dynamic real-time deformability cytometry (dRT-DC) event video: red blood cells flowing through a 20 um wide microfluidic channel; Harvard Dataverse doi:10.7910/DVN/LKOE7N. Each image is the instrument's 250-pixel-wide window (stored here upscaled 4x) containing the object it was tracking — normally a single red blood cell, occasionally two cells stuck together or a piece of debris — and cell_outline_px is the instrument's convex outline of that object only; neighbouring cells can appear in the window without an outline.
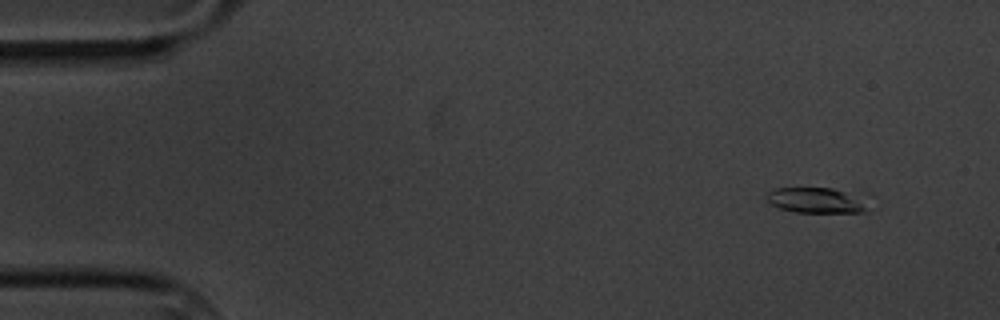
{"species": "common noctule bat (a hibernating species)", "species_latin": "Nyctalus noctula", "temperature_condition": "cold", "stored_images_in_passage": 10, "camera_frame_rate_fps": 3000, "um_per_image_px": 0.085, "animal": {"sex": "male", "body_mass_g": 20.1, "forearm_length_mm": 53.5}, "frame": {"image": 1, "passage_image": 1, "time_ms": 0.0, "image_size_px": [1000, 320], "cell_outline_px": [[872, 204], [864, 212], [792, 212], [780, 208], [772, 204], [768, 200], [768, 192], [776, 188], [832, 188], [868, 192], [872, 200]], "centroid_in_image_um": [69.7, 17.0], "position_along_channel_um": 15.3, "area_um2": 16.13}}
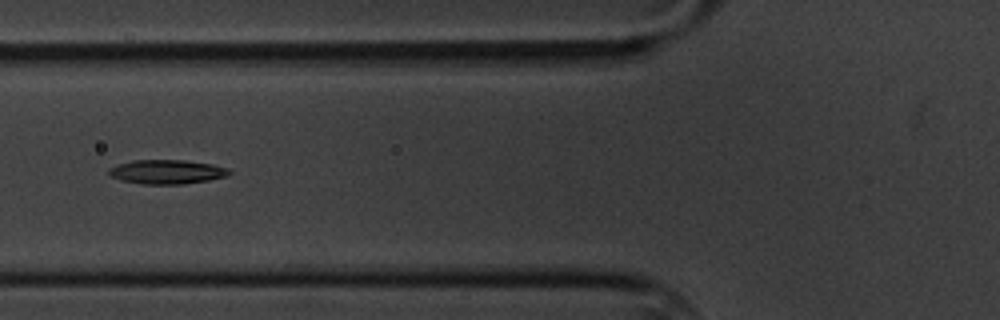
{"frame": {"image": 2, "passage_image": 6, "time_ms": 5.667, "image_size_px": [1000, 320], "cell_outline_px": [[232, 172], [228, 176], [208, 180], [184, 184], [140, 184], [120, 180], [112, 176], [108, 172], [108, 168], [132, 160], [184, 160], [212, 164], [228, 168]], "centroid_in_image_um": [14.2, 14.61], "position_along_channel_um": 111.6, "area_um2": 16.99}}
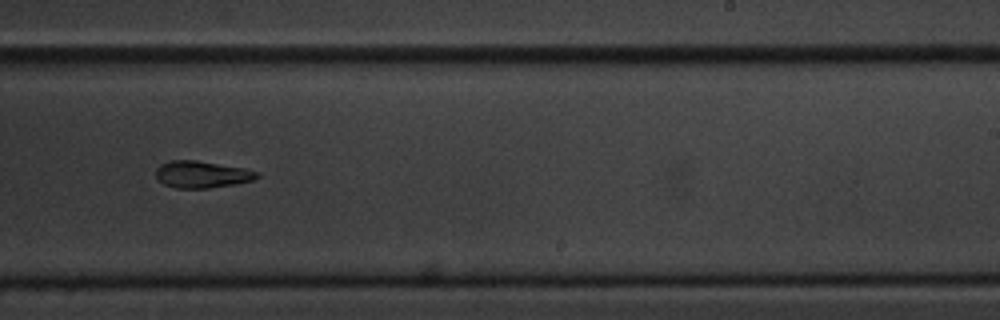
{"frame": {"image": 3, "passage_image": 10, "time_ms": 10.333, "image_size_px": [1000, 320], "cell_outline_px": [[260, 176], [252, 180], [236, 184], [208, 188], [176, 188], [164, 184], [156, 176], [156, 168], [160, 164], [172, 160], [196, 160], [244, 168], [260, 172]], "centroid_in_image_um": [17.17, 14.82], "position_along_channel_um": 271.8, "area_um2": 15.84}}